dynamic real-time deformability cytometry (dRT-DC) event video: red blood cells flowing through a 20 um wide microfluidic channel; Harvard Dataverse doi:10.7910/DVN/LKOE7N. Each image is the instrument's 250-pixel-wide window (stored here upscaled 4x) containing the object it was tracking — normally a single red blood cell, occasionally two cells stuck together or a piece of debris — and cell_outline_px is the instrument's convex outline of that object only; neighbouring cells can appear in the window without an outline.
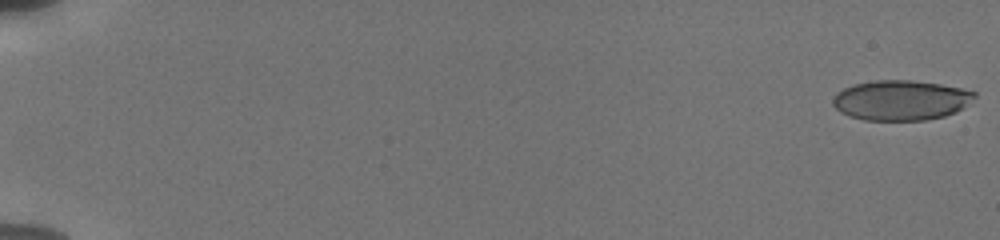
{"species": "human", "species_latin": "Homo sapiens", "temperature_condition": "cold", "stored_images_in_passage": 42, "camera_frame_rate_fps": 3000, "um_per_image_px": 0.085, "donor": {"sex": "male"}, "frame": {"image": 1, "passage_image": 1, "time_ms": 0.0, "image_size_px": [1000, 240], "cell_outline_px": [[976, 96], [956, 112], [944, 116], [928, 120], [864, 120], [848, 116], [840, 112], [832, 104], [832, 96], [836, 92], [852, 84], [872, 80], [908, 80], [940, 84], [960, 88], [976, 92]], "centroid_in_image_um": [76.51, 8.52], "position_along_channel_um": 8.5, "area_um2": 33.18}}
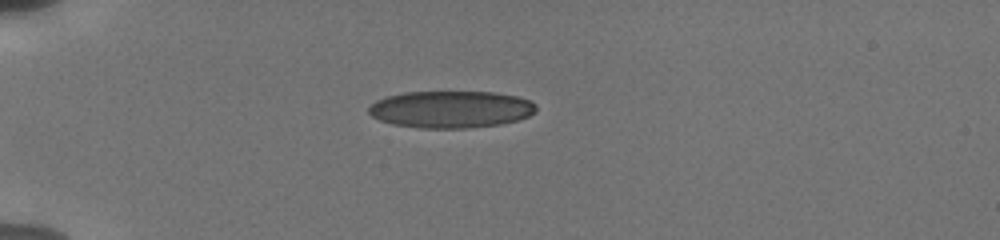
{"frame": {"image": 2, "passage_image": 17, "time_ms": 5.333, "image_size_px": [1000, 240], "cell_outline_px": [[536, 112], [528, 116], [516, 120], [500, 124], [464, 128], [420, 128], [392, 124], [380, 120], [372, 116], [368, 112], [368, 108], [376, 100], [388, 96], [404, 92], [496, 92], [516, 96], [532, 100], [536, 104]], "centroid_in_image_um": [38.33, 9.29], "position_along_channel_um": 46.7, "area_um2": 36.18}}
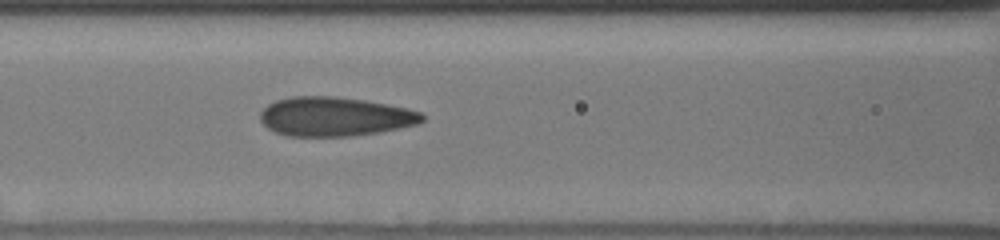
{"frame": {"image": 3, "passage_image": 34, "time_ms": 8.667, "image_size_px": [1000, 240], "cell_outline_px": [[424, 120], [416, 124], [400, 128], [376, 132], [348, 136], [288, 136], [276, 132], [268, 128], [260, 120], [260, 112], [268, 104], [276, 100], [292, 96], [332, 96], [364, 100], [408, 108], [420, 112], [424, 116]], "centroid_in_image_um": [28.44, 9.9], "position_along_channel_um": 138.2, "area_um2": 36.76}}